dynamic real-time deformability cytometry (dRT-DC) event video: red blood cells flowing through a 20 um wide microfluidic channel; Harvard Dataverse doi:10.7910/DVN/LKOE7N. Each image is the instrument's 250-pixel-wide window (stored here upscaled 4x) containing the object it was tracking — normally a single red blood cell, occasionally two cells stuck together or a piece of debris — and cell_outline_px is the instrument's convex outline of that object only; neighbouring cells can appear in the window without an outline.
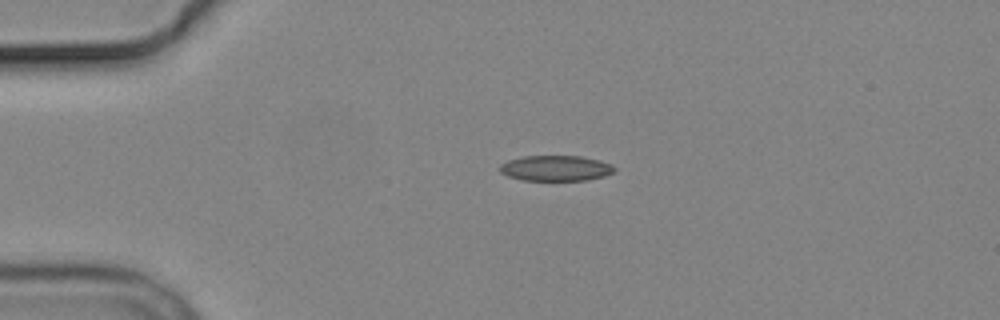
{"species": "common noctule bat (a hibernating species)", "species_latin": "Nyctalus noctula", "temperature_condition": "cold", "stored_images_in_passage": 4, "camera_frame_rate_fps": 3000, "um_per_image_px": 0.085, "animal": {"sex": "male", "body_mass_g": 19.2, "forearm_length_mm": 51.8}, "frame": {"image": 1, "passage_image": 3, "time_ms": 2.333, "image_size_px": [1000, 320], "cell_outline_px": [[616, 168], [612, 172], [604, 176], [588, 180], [520, 180], [508, 176], [500, 172], [496, 168], [500, 164], [508, 160], [524, 156], [580, 156], [600, 160], [612, 164]], "centroid_in_image_um": [47.2, 14.29], "position_along_channel_um": 37.8, "area_um2": 17.17}}